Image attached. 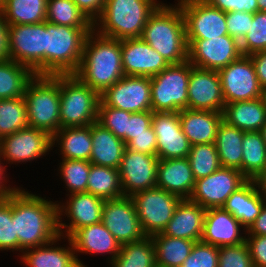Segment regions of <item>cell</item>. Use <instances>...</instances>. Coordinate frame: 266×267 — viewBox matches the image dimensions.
Wrapping results in <instances>:
<instances>
[{
    "label": "cell",
    "mask_w": 266,
    "mask_h": 267,
    "mask_svg": "<svg viewBox=\"0 0 266 267\" xmlns=\"http://www.w3.org/2000/svg\"><path fill=\"white\" fill-rule=\"evenodd\" d=\"M188 109L222 113L225 101L218 71L191 64L188 82Z\"/></svg>",
    "instance_id": "44dd1931"
},
{
    "label": "cell",
    "mask_w": 266,
    "mask_h": 267,
    "mask_svg": "<svg viewBox=\"0 0 266 267\" xmlns=\"http://www.w3.org/2000/svg\"><path fill=\"white\" fill-rule=\"evenodd\" d=\"M91 164L118 169L126 148L124 141L98 122L91 124Z\"/></svg>",
    "instance_id": "f546056e"
},
{
    "label": "cell",
    "mask_w": 266,
    "mask_h": 267,
    "mask_svg": "<svg viewBox=\"0 0 266 267\" xmlns=\"http://www.w3.org/2000/svg\"><path fill=\"white\" fill-rule=\"evenodd\" d=\"M246 181L239 170L221 167L209 176L196 180L189 200L205 209L220 208Z\"/></svg>",
    "instance_id": "e0dca14e"
},
{
    "label": "cell",
    "mask_w": 266,
    "mask_h": 267,
    "mask_svg": "<svg viewBox=\"0 0 266 267\" xmlns=\"http://www.w3.org/2000/svg\"><path fill=\"white\" fill-rule=\"evenodd\" d=\"M52 147H58L61 159L90 160L92 152L91 125L60 128L52 136ZM60 153V154H59Z\"/></svg>",
    "instance_id": "4dcf8cb0"
},
{
    "label": "cell",
    "mask_w": 266,
    "mask_h": 267,
    "mask_svg": "<svg viewBox=\"0 0 266 267\" xmlns=\"http://www.w3.org/2000/svg\"><path fill=\"white\" fill-rule=\"evenodd\" d=\"M11 60L9 48V24L0 11V62Z\"/></svg>",
    "instance_id": "9f6ffc18"
},
{
    "label": "cell",
    "mask_w": 266,
    "mask_h": 267,
    "mask_svg": "<svg viewBox=\"0 0 266 267\" xmlns=\"http://www.w3.org/2000/svg\"><path fill=\"white\" fill-rule=\"evenodd\" d=\"M218 256L219 247L198 241L181 267H218Z\"/></svg>",
    "instance_id": "7dc6e473"
},
{
    "label": "cell",
    "mask_w": 266,
    "mask_h": 267,
    "mask_svg": "<svg viewBox=\"0 0 266 267\" xmlns=\"http://www.w3.org/2000/svg\"><path fill=\"white\" fill-rule=\"evenodd\" d=\"M253 14L248 12L230 11L226 13L228 35L236 38L239 42L249 31Z\"/></svg>",
    "instance_id": "681fc988"
},
{
    "label": "cell",
    "mask_w": 266,
    "mask_h": 267,
    "mask_svg": "<svg viewBox=\"0 0 266 267\" xmlns=\"http://www.w3.org/2000/svg\"><path fill=\"white\" fill-rule=\"evenodd\" d=\"M258 11H265L266 12V0H257Z\"/></svg>",
    "instance_id": "6125c7cd"
},
{
    "label": "cell",
    "mask_w": 266,
    "mask_h": 267,
    "mask_svg": "<svg viewBox=\"0 0 266 267\" xmlns=\"http://www.w3.org/2000/svg\"><path fill=\"white\" fill-rule=\"evenodd\" d=\"M210 6L220 9L225 13L230 11L256 13L258 12L257 0H204Z\"/></svg>",
    "instance_id": "db71d44e"
},
{
    "label": "cell",
    "mask_w": 266,
    "mask_h": 267,
    "mask_svg": "<svg viewBox=\"0 0 266 267\" xmlns=\"http://www.w3.org/2000/svg\"><path fill=\"white\" fill-rule=\"evenodd\" d=\"M242 145V175L257 181L266 174V144L261 132H244Z\"/></svg>",
    "instance_id": "836d02e7"
},
{
    "label": "cell",
    "mask_w": 266,
    "mask_h": 267,
    "mask_svg": "<svg viewBox=\"0 0 266 267\" xmlns=\"http://www.w3.org/2000/svg\"><path fill=\"white\" fill-rule=\"evenodd\" d=\"M131 114L132 112L110 106H98L97 122L124 140L127 137L128 119Z\"/></svg>",
    "instance_id": "bcb514c9"
},
{
    "label": "cell",
    "mask_w": 266,
    "mask_h": 267,
    "mask_svg": "<svg viewBox=\"0 0 266 267\" xmlns=\"http://www.w3.org/2000/svg\"><path fill=\"white\" fill-rule=\"evenodd\" d=\"M245 235H266V203Z\"/></svg>",
    "instance_id": "680465c9"
},
{
    "label": "cell",
    "mask_w": 266,
    "mask_h": 267,
    "mask_svg": "<svg viewBox=\"0 0 266 267\" xmlns=\"http://www.w3.org/2000/svg\"><path fill=\"white\" fill-rule=\"evenodd\" d=\"M243 135L244 131L225 121L220 124L214 144L222 167L233 168L242 173Z\"/></svg>",
    "instance_id": "d6a6232c"
},
{
    "label": "cell",
    "mask_w": 266,
    "mask_h": 267,
    "mask_svg": "<svg viewBox=\"0 0 266 267\" xmlns=\"http://www.w3.org/2000/svg\"><path fill=\"white\" fill-rule=\"evenodd\" d=\"M100 95L74 74L60 75L61 128L84 127L97 122Z\"/></svg>",
    "instance_id": "52a82bcc"
},
{
    "label": "cell",
    "mask_w": 266,
    "mask_h": 267,
    "mask_svg": "<svg viewBox=\"0 0 266 267\" xmlns=\"http://www.w3.org/2000/svg\"><path fill=\"white\" fill-rule=\"evenodd\" d=\"M218 73L225 104L260 98L262 87L249 55H241Z\"/></svg>",
    "instance_id": "5bb4252c"
},
{
    "label": "cell",
    "mask_w": 266,
    "mask_h": 267,
    "mask_svg": "<svg viewBox=\"0 0 266 267\" xmlns=\"http://www.w3.org/2000/svg\"><path fill=\"white\" fill-rule=\"evenodd\" d=\"M124 75L152 77L170 64L142 38L121 40Z\"/></svg>",
    "instance_id": "7402d4cb"
},
{
    "label": "cell",
    "mask_w": 266,
    "mask_h": 267,
    "mask_svg": "<svg viewBox=\"0 0 266 267\" xmlns=\"http://www.w3.org/2000/svg\"><path fill=\"white\" fill-rule=\"evenodd\" d=\"M265 201L256 180H247L233 192L222 208L248 230L259 216Z\"/></svg>",
    "instance_id": "83f0119b"
},
{
    "label": "cell",
    "mask_w": 266,
    "mask_h": 267,
    "mask_svg": "<svg viewBox=\"0 0 266 267\" xmlns=\"http://www.w3.org/2000/svg\"><path fill=\"white\" fill-rule=\"evenodd\" d=\"M260 100H261V102H262V104L266 110V88L262 89V92L260 94Z\"/></svg>",
    "instance_id": "be15d7a7"
},
{
    "label": "cell",
    "mask_w": 266,
    "mask_h": 267,
    "mask_svg": "<svg viewBox=\"0 0 266 267\" xmlns=\"http://www.w3.org/2000/svg\"><path fill=\"white\" fill-rule=\"evenodd\" d=\"M191 63L170 64L150 77L152 112H179L188 109V82Z\"/></svg>",
    "instance_id": "ba28073f"
},
{
    "label": "cell",
    "mask_w": 266,
    "mask_h": 267,
    "mask_svg": "<svg viewBox=\"0 0 266 267\" xmlns=\"http://www.w3.org/2000/svg\"><path fill=\"white\" fill-rule=\"evenodd\" d=\"M18 252V236L12 222V193L0 199V251Z\"/></svg>",
    "instance_id": "f6af8a7d"
},
{
    "label": "cell",
    "mask_w": 266,
    "mask_h": 267,
    "mask_svg": "<svg viewBox=\"0 0 266 267\" xmlns=\"http://www.w3.org/2000/svg\"><path fill=\"white\" fill-rule=\"evenodd\" d=\"M131 198L141 228L148 237L163 232L172 219L176 206L182 200L179 196L159 187L139 191Z\"/></svg>",
    "instance_id": "9c48e42d"
},
{
    "label": "cell",
    "mask_w": 266,
    "mask_h": 267,
    "mask_svg": "<svg viewBox=\"0 0 266 267\" xmlns=\"http://www.w3.org/2000/svg\"><path fill=\"white\" fill-rule=\"evenodd\" d=\"M51 150L52 135L33 127L20 129L0 139V160L4 161L6 168L9 167L6 164H31L32 161L49 155Z\"/></svg>",
    "instance_id": "8fae6325"
},
{
    "label": "cell",
    "mask_w": 266,
    "mask_h": 267,
    "mask_svg": "<svg viewBox=\"0 0 266 267\" xmlns=\"http://www.w3.org/2000/svg\"><path fill=\"white\" fill-rule=\"evenodd\" d=\"M66 196L64 202L63 200L56 201L59 235L70 237L79 228L102 222V209L105 201L103 198L88 192L72 193Z\"/></svg>",
    "instance_id": "7c38bea8"
},
{
    "label": "cell",
    "mask_w": 266,
    "mask_h": 267,
    "mask_svg": "<svg viewBox=\"0 0 266 267\" xmlns=\"http://www.w3.org/2000/svg\"><path fill=\"white\" fill-rule=\"evenodd\" d=\"M109 267H155V246L152 237L124 244Z\"/></svg>",
    "instance_id": "f35d334b"
},
{
    "label": "cell",
    "mask_w": 266,
    "mask_h": 267,
    "mask_svg": "<svg viewBox=\"0 0 266 267\" xmlns=\"http://www.w3.org/2000/svg\"><path fill=\"white\" fill-rule=\"evenodd\" d=\"M74 75L99 95L124 77L121 40L91 31L85 40L83 56Z\"/></svg>",
    "instance_id": "7a4b0ae2"
},
{
    "label": "cell",
    "mask_w": 266,
    "mask_h": 267,
    "mask_svg": "<svg viewBox=\"0 0 266 267\" xmlns=\"http://www.w3.org/2000/svg\"><path fill=\"white\" fill-rule=\"evenodd\" d=\"M29 127L49 132L52 136L61 128L60 75H36L23 95Z\"/></svg>",
    "instance_id": "8992f818"
},
{
    "label": "cell",
    "mask_w": 266,
    "mask_h": 267,
    "mask_svg": "<svg viewBox=\"0 0 266 267\" xmlns=\"http://www.w3.org/2000/svg\"><path fill=\"white\" fill-rule=\"evenodd\" d=\"M152 122V111L134 112L128 119L127 137L123 140L125 145L136 135L148 133Z\"/></svg>",
    "instance_id": "f907efd6"
},
{
    "label": "cell",
    "mask_w": 266,
    "mask_h": 267,
    "mask_svg": "<svg viewBox=\"0 0 266 267\" xmlns=\"http://www.w3.org/2000/svg\"><path fill=\"white\" fill-rule=\"evenodd\" d=\"M256 71L257 79L263 88H266V50L249 55Z\"/></svg>",
    "instance_id": "6f0895ef"
},
{
    "label": "cell",
    "mask_w": 266,
    "mask_h": 267,
    "mask_svg": "<svg viewBox=\"0 0 266 267\" xmlns=\"http://www.w3.org/2000/svg\"><path fill=\"white\" fill-rule=\"evenodd\" d=\"M11 60L45 75L46 21L30 25H9Z\"/></svg>",
    "instance_id": "30bf717a"
},
{
    "label": "cell",
    "mask_w": 266,
    "mask_h": 267,
    "mask_svg": "<svg viewBox=\"0 0 266 267\" xmlns=\"http://www.w3.org/2000/svg\"><path fill=\"white\" fill-rule=\"evenodd\" d=\"M69 238L81 267L88 266L83 263L84 261L78 258L80 253L92 256H105L106 254L108 255L106 261L109 265L119 254L122 246L102 222L79 228Z\"/></svg>",
    "instance_id": "603a6c76"
},
{
    "label": "cell",
    "mask_w": 266,
    "mask_h": 267,
    "mask_svg": "<svg viewBox=\"0 0 266 267\" xmlns=\"http://www.w3.org/2000/svg\"><path fill=\"white\" fill-rule=\"evenodd\" d=\"M245 242L254 267H266V235H246Z\"/></svg>",
    "instance_id": "f5cc1de1"
},
{
    "label": "cell",
    "mask_w": 266,
    "mask_h": 267,
    "mask_svg": "<svg viewBox=\"0 0 266 267\" xmlns=\"http://www.w3.org/2000/svg\"><path fill=\"white\" fill-rule=\"evenodd\" d=\"M48 0H4L0 11L9 25H30L46 21Z\"/></svg>",
    "instance_id": "e575fe53"
},
{
    "label": "cell",
    "mask_w": 266,
    "mask_h": 267,
    "mask_svg": "<svg viewBox=\"0 0 266 267\" xmlns=\"http://www.w3.org/2000/svg\"><path fill=\"white\" fill-rule=\"evenodd\" d=\"M222 113L223 121L244 132L260 131L266 123V110L260 98L225 104Z\"/></svg>",
    "instance_id": "1f68e13d"
},
{
    "label": "cell",
    "mask_w": 266,
    "mask_h": 267,
    "mask_svg": "<svg viewBox=\"0 0 266 267\" xmlns=\"http://www.w3.org/2000/svg\"><path fill=\"white\" fill-rule=\"evenodd\" d=\"M187 158L195 180L207 177L222 167L214 143L192 145Z\"/></svg>",
    "instance_id": "7bdbcfd3"
},
{
    "label": "cell",
    "mask_w": 266,
    "mask_h": 267,
    "mask_svg": "<svg viewBox=\"0 0 266 267\" xmlns=\"http://www.w3.org/2000/svg\"><path fill=\"white\" fill-rule=\"evenodd\" d=\"M161 3L160 0H106L93 30L117 40L141 38L146 22Z\"/></svg>",
    "instance_id": "277c9868"
},
{
    "label": "cell",
    "mask_w": 266,
    "mask_h": 267,
    "mask_svg": "<svg viewBox=\"0 0 266 267\" xmlns=\"http://www.w3.org/2000/svg\"><path fill=\"white\" fill-rule=\"evenodd\" d=\"M65 239L68 243L60 245ZM17 257L26 267H81L70 238L61 235L46 245L22 251Z\"/></svg>",
    "instance_id": "d4e9b609"
},
{
    "label": "cell",
    "mask_w": 266,
    "mask_h": 267,
    "mask_svg": "<svg viewBox=\"0 0 266 267\" xmlns=\"http://www.w3.org/2000/svg\"><path fill=\"white\" fill-rule=\"evenodd\" d=\"M246 232L241 223L222 207L209 208L201 241L217 247L239 245L245 242Z\"/></svg>",
    "instance_id": "cb8c5ba5"
},
{
    "label": "cell",
    "mask_w": 266,
    "mask_h": 267,
    "mask_svg": "<svg viewBox=\"0 0 266 267\" xmlns=\"http://www.w3.org/2000/svg\"><path fill=\"white\" fill-rule=\"evenodd\" d=\"M158 156L125 148L118 171L124 196L156 187Z\"/></svg>",
    "instance_id": "d6986e66"
},
{
    "label": "cell",
    "mask_w": 266,
    "mask_h": 267,
    "mask_svg": "<svg viewBox=\"0 0 266 267\" xmlns=\"http://www.w3.org/2000/svg\"><path fill=\"white\" fill-rule=\"evenodd\" d=\"M87 192L104 200L124 196L118 169L91 164Z\"/></svg>",
    "instance_id": "74e56055"
},
{
    "label": "cell",
    "mask_w": 266,
    "mask_h": 267,
    "mask_svg": "<svg viewBox=\"0 0 266 267\" xmlns=\"http://www.w3.org/2000/svg\"><path fill=\"white\" fill-rule=\"evenodd\" d=\"M218 267H254L246 242L219 247Z\"/></svg>",
    "instance_id": "c3c4849f"
},
{
    "label": "cell",
    "mask_w": 266,
    "mask_h": 267,
    "mask_svg": "<svg viewBox=\"0 0 266 267\" xmlns=\"http://www.w3.org/2000/svg\"><path fill=\"white\" fill-rule=\"evenodd\" d=\"M141 38L169 64L188 60L184 16L177 2H162L146 22Z\"/></svg>",
    "instance_id": "3957f363"
},
{
    "label": "cell",
    "mask_w": 266,
    "mask_h": 267,
    "mask_svg": "<svg viewBox=\"0 0 266 267\" xmlns=\"http://www.w3.org/2000/svg\"><path fill=\"white\" fill-rule=\"evenodd\" d=\"M6 167L3 165V162L0 160V199L6 198L9 194H11L18 186H11L8 184L10 182L9 176L7 173ZM8 185H7V184ZM11 186V187H10Z\"/></svg>",
    "instance_id": "91938a15"
},
{
    "label": "cell",
    "mask_w": 266,
    "mask_h": 267,
    "mask_svg": "<svg viewBox=\"0 0 266 267\" xmlns=\"http://www.w3.org/2000/svg\"><path fill=\"white\" fill-rule=\"evenodd\" d=\"M84 15L94 24L102 14L106 0H72Z\"/></svg>",
    "instance_id": "11a10c76"
},
{
    "label": "cell",
    "mask_w": 266,
    "mask_h": 267,
    "mask_svg": "<svg viewBox=\"0 0 266 267\" xmlns=\"http://www.w3.org/2000/svg\"><path fill=\"white\" fill-rule=\"evenodd\" d=\"M34 76L31 69L13 60L0 62V99L22 97Z\"/></svg>",
    "instance_id": "8d00e7d4"
},
{
    "label": "cell",
    "mask_w": 266,
    "mask_h": 267,
    "mask_svg": "<svg viewBox=\"0 0 266 267\" xmlns=\"http://www.w3.org/2000/svg\"><path fill=\"white\" fill-rule=\"evenodd\" d=\"M188 61L201 69L219 71L241 55L240 42L229 35L211 39H186Z\"/></svg>",
    "instance_id": "9a60e30c"
},
{
    "label": "cell",
    "mask_w": 266,
    "mask_h": 267,
    "mask_svg": "<svg viewBox=\"0 0 266 267\" xmlns=\"http://www.w3.org/2000/svg\"><path fill=\"white\" fill-rule=\"evenodd\" d=\"M158 159L186 158L191 144L181 126L179 112H152Z\"/></svg>",
    "instance_id": "ffe728a7"
},
{
    "label": "cell",
    "mask_w": 266,
    "mask_h": 267,
    "mask_svg": "<svg viewBox=\"0 0 266 267\" xmlns=\"http://www.w3.org/2000/svg\"><path fill=\"white\" fill-rule=\"evenodd\" d=\"M183 133L191 145L215 143L223 113L184 109L179 111Z\"/></svg>",
    "instance_id": "f1b7e54d"
},
{
    "label": "cell",
    "mask_w": 266,
    "mask_h": 267,
    "mask_svg": "<svg viewBox=\"0 0 266 267\" xmlns=\"http://www.w3.org/2000/svg\"><path fill=\"white\" fill-rule=\"evenodd\" d=\"M29 127L24 97L0 99V139Z\"/></svg>",
    "instance_id": "60d3db41"
},
{
    "label": "cell",
    "mask_w": 266,
    "mask_h": 267,
    "mask_svg": "<svg viewBox=\"0 0 266 267\" xmlns=\"http://www.w3.org/2000/svg\"><path fill=\"white\" fill-rule=\"evenodd\" d=\"M185 22L186 39H211L228 35L226 13L204 0H175Z\"/></svg>",
    "instance_id": "4fadbf2b"
},
{
    "label": "cell",
    "mask_w": 266,
    "mask_h": 267,
    "mask_svg": "<svg viewBox=\"0 0 266 267\" xmlns=\"http://www.w3.org/2000/svg\"><path fill=\"white\" fill-rule=\"evenodd\" d=\"M126 148L135 152L157 156V140L152 126L148 128V133L136 135L133 139H131L126 144Z\"/></svg>",
    "instance_id": "816d5d0a"
},
{
    "label": "cell",
    "mask_w": 266,
    "mask_h": 267,
    "mask_svg": "<svg viewBox=\"0 0 266 267\" xmlns=\"http://www.w3.org/2000/svg\"><path fill=\"white\" fill-rule=\"evenodd\" d=\"M152 237L155 246L156 266L181 267L190 255L196 241L155 234Z\"/></svg>",
    "instance_id": "d590c367"
},
{
    "label": "cell",
    "mask_w": 266,
    "mask_h": 267,
    "mask_svg": "<svg viewBox=\"0 0 266 267\" xmlns=\"http://www.w3.org/2000/svg\"><path fill=\"white\" fill-rule=\"evenodd\" d=\"M150 91V77L125 75L100 94L98 106H110L132 113L152 111Z\"/></svg>",
    "instance_id": "2e32d148"
},
{
    "label": "cell",
    "mask_w": 266,
    "mask_h": 267,
    "mask_svg": "<svg viewBox=\"0 0 266 267\" xmlns=\"http://www.w3.org/2000/svg\"><path fill=\"white\" fill-rule=\"evenodd\" d=\"M93 28H75L46 21L45 75L74 74Z\"/></svg>",
    "instance_id": "5b68a950"
},
{
    "label": "cell",
    "mask_w": 266,
    "mask_h": 267,
    "mask_svg": "<svg viewBox=\"0 0 266 267\" xmlns=\"http://www.w3.org/2000/svg\"><path fill=\"white\" fill-rule=\"evenodd\" d=\"M196 180L188 158L158 159L156 187L189 199Z\"/></svg>",
    "instance_id": "4316f807"
},
{
    "label": "cell",
    "mask_w": 266,
    "mask_h": 267,
    "mask_svg": "<svg viewBox=\"0 0 266 267\" xmlns=\"http://www.w3.org/2000/svg\"><path fill=\"white\" fill-rule=\"evenodd\" d=\"M206 211L207 209L199 204L189 199H182L162 234L196 242L201 241Z\"/></svg>",
    "instance_id": "484cf974"
},
{
    "label": "cell",
    "mask_w": 266,
    "mask_h": 267,
    "mask_svg": "<svg viewBox=\"0 0 266 267\" xmlns=\"http://www.w3.org/2000/svg\"><path fill=\"white\" fill-rule=\"evenodd\" d=\"M261 134H262V137H263V140L266 144V123L264 124V126L261 128L260 130Z\"/></svg>",
    "instance_id": "e7e4bbea"
},
{
    "label": "cell",
    "mask_w": 266,
    "mask_h": 267,
    "mask_svg": "<svg viewBox=\"0 0 266 267\" xmlns=\"http://www.w3.org/2000/svg\"><path fill=\"white\" fill-rule=\"evenodd\" d=\"M57 168L59 179L63 180L66 193L87 192L91 163L86 160L60 159Z\"/></svg>",
    "instance_id": "b9f144b4"
},
{
    "label": "cell",
    "mask_w": 266,
    "mask_h": 267,
    "mask_svg": "<svg viewBox=\"0 0 266 267\" xmlns=\"http://www.w3.org/2000/svg\"><path fill=\"white\" fill-rule=\"evenodd\" d=\"M12 222L20 252L43 246L58 237L57 202L21 186L12 192Z\"/></svg>",
    "instance_id": "6da1fadb"
},
{
    "label": "cell",
    "mask_w": 266,
    "mask_h": 267,
    "mask_svg": "<svg viewBox=\"0 0 266 267\" xmlns=\"http://www.w3.org/2000/svg\"><path fill=\"white\" fill-rule=\"evenodd\" d=\"M257 183L259 185V188L262 192V195H263V199L266 203V174L262 177H260L258 180H257Z\"/></svg>",
    "instance_id": "94428289"
},
{
    "label": "cell",
    "mask_w": 266,
    "mask_h": 267,
    "mask_svg": "<svg viewBox=\"0 0 266 267\" xmlns=\"http://www.w3.org/2000/svg\"><path fill=\"white\" fill-rule=\"evenodd\" d=\"M102 223L121 245L137 242L146 237L130 196L105 200Z\"/></svg>",
    "instance_id": "ac0fdd59"
},
{
    "label": "cell",
    "mask_w": 266,
    "mask_h": 267,
    "mask_svg": "<svg viewBox=\"0 0 266 267\" xmlns=\"http://www.w3.org/2000/svg\"><path fill=\"white\" fill-rule=\"evenodd\" d=\"M46 21L75 28H93V23L72 0H48Z\"/></svg>",
    "instance_id": "ab89813d"
},
{
    "label": "cell",
    "mask_w": 266,
    "mask_h": 267,
    "mask_svg": "<svg viewBox=\"0 0 266 267\" xmlns=\"http://www.w3.org/2000/svg\"><path fill=\"white\" fill-rule=\"evenodd\" d=\"M242 55H251L266 50V12L258 11L253 14L249 31L240 41Z\"/></svg>",
    "instance_id": "ee69618b"
},
{
    "label": "cell",
    "mask_w": 266,
    "mask_h": 267,
    "mask_svg": "<svg viewBox=\"0 0 266 267\" xmlns=\"http://www.w3.org/2000/svg\"><path fill=\"white\" fill-rule=\"evenodd\" d=\"M3 1H4V0H0V8H1L2 4H3Z\"/></svg>",
    "instance_id": "03108f58"
}]
</instances>
